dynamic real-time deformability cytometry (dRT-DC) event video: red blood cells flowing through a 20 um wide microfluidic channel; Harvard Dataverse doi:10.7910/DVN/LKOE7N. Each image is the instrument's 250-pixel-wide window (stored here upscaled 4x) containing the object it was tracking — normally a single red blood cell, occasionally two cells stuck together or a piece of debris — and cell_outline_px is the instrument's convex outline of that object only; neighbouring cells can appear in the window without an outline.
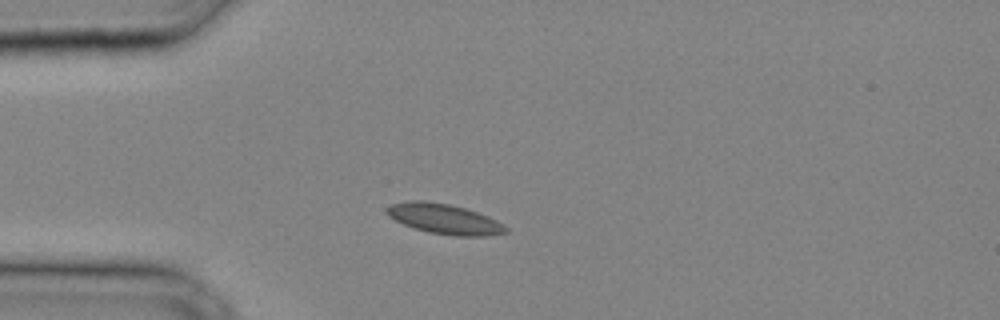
{"species": "common noctule bat (a hibernating species)", "species_latin": "Nyctalus noctula", "temperature_condition": "cold", "stored_images_in_passage": 25, "camera_frame_rate_fps": 3000, "um_per_image_px": 0.085, "animal": {"sex": "male", "body_mass_g": 20.4}, "frame": {"image": 1, "passage_image": 1, "time_ms": 0.0, "image_size_px": [1000, 320], "cell_outline_px": [[508, 232], [484, 236], [456, 236], [428, 232], [404, 224], [388, 216], [384, 212], [384, 208], [392, 204], [412, 200], [424, 200], [448, 204], [464, 208], [488, 216], [496, 220], [508, 228]], "centroid_in_image_um": [37.74, 18.6], "position_along_channel_um": 47.3, "area_um2": 20.75}}
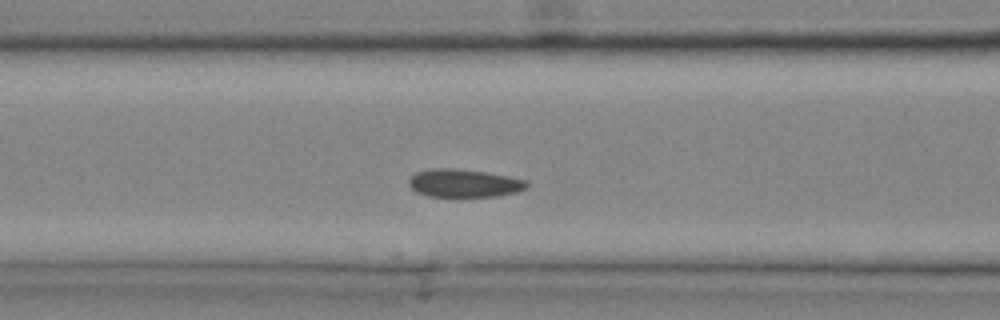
{"frame": {"image": 2, "passage_image": 6, "time_ms": 1.667, "image_size_px": [1000, 320], "cell_outline_px": [[528, 188], [516, 192], [496, 196], [428, 196], [416, 192], [408, 184], [408, 180], [416, 172], [432, 168], [452, 168], [484, 172], [508, 176], [524, 180], [528, 184]], "centroid_in_image_um": [39.42, 15.57], "position_along_channel_um": 127.2, "area_um2": 19.07}}
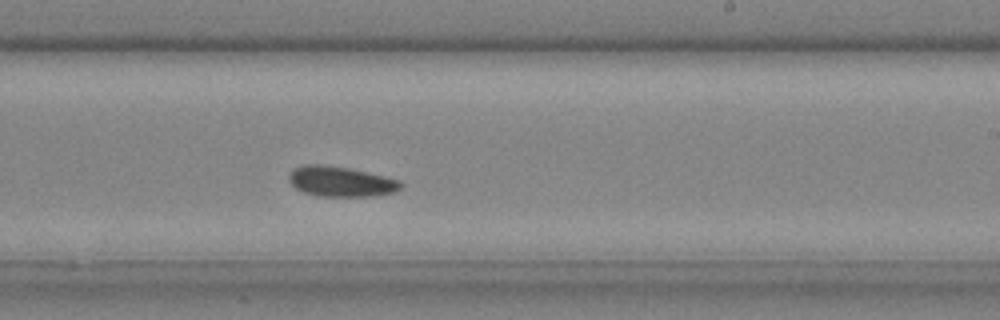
{"frame": {"image": 3, "passage_image": 13, "time_ms": 4.0, "image_size_px": [1000, 320], "cell_outline_px": [[404, 184], [400, 188], [392, 192], [372, 196], [320, 196], [304, 192], [296, 188], [288, 180], [288, 172], [292, 168], [304, 164], [324, 164], [348, 168], [384, 176], [400, 180]], "centroid_in_image_um": [28.92, 15.41], "position_along_channel_um": 260.1, "area_um2": 19.71}}